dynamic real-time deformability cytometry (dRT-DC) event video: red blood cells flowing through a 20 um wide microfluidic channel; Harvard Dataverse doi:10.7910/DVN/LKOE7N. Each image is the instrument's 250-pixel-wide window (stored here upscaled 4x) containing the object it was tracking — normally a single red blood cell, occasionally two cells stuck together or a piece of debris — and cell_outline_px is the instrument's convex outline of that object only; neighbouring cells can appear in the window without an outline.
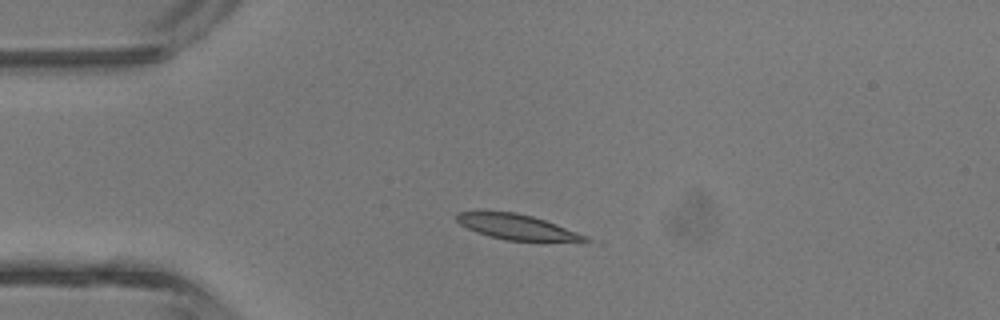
{"species": "common noctule bat (a hibernating species)", "species_latin": "Nyctalus noctula", "temperature_condition": "room temperature", "stored_images_in_passage": 3, "camera_frame_rate_fps": 3000, "um_per_image_px": 0.085, "animal": {"sex": "male", "body_mass_g": 13.3}, "frame": {"image": 1, "passage_image": 2, "time_ms": 1.333, "image_size_px": [1000, 320], "cell_outline_px": [[604, 244], [600, 244], [504, 240], [488, 236], [476, 232], [460, 224], [456, 220], [456, 212], [516, 212], [532, 216], [556, 224], [588, 236]], "centroid_in_image_um": [44.19, 19.37], "position_along_channel_um": 40.8, "area_um2": 19.77}}